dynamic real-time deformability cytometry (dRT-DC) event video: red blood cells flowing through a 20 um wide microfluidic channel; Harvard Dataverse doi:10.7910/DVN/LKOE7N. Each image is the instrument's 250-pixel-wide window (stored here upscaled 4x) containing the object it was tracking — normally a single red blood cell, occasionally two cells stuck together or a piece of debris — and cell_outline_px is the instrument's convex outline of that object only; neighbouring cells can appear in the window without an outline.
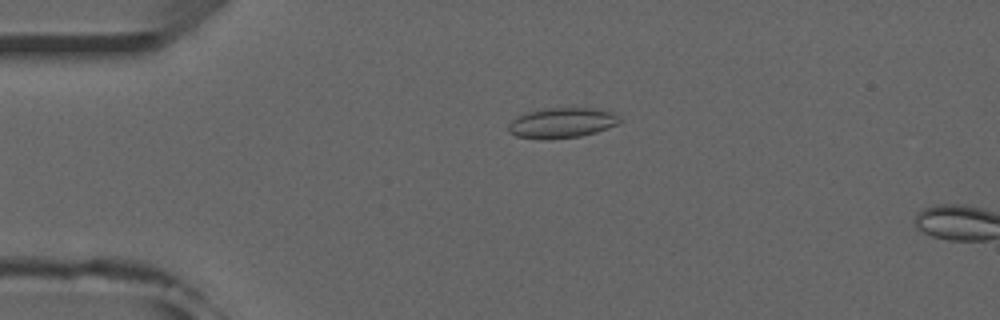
{"species": "common noctule bat (a hibernating species)", "species_latin": "Nyctalus noctula", "temperature_condition": "room temperature", "stored_images_in_passage": 14, "camera_frame_rate_fps": 3000, "um_per_image_px": 0.085, "animal": {"sex": "male", "forearm_length_mm": 52.5}, "frame": {"image": 1, "passage_image": 12, "time_ms": 3.667, "image_size_px": [1000, 320], "cell_outline_px": [[620, 124], [596, 132], [580, 136], [544, 140], [516, 136], [508, 132], [508, 124], [516, 116], [524, 112], [544, 108], [596, 108], [616, 112], [620, 116]], "centroid_in_image_um": [47.77, 10.43], "position_along_channel_um": 37.2, "area_um2": 20.06}}